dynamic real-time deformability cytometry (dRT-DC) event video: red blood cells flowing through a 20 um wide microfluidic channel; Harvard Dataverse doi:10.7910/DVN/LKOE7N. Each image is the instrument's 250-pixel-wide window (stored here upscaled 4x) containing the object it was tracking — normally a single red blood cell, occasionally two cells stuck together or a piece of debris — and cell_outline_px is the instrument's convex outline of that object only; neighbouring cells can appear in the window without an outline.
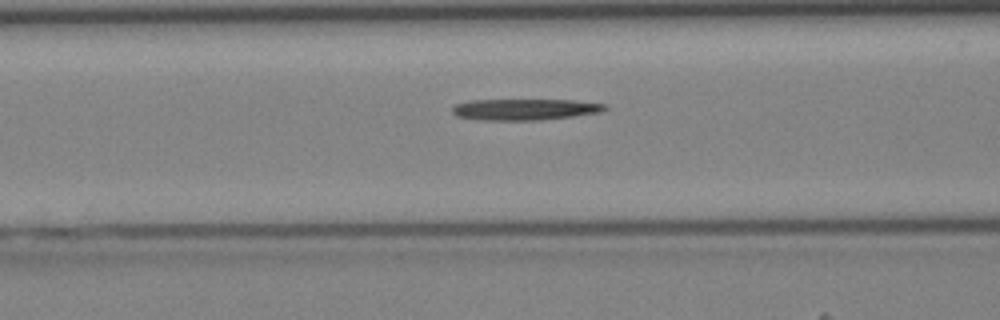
{"species": "Egyptian fruit bat (a non-hibernating species)", "species_latin": "Rousettus aegyptiacus", "temperature_condition": "cold", "stored_images_in_passage": 42, "camera_frame_rate_fps": 3000, "um_per_image_px": 0.085, "animal": {"sex": "female"}, "frame": {"image": 1, "passage_image": 17, "time_ms": 5.333, "image_size_px": [1000, 320], "cell_outline_px": [[608, 108], [600, 112], [572, 116], [540, 120], [484, 120], [456, 116], [452, 112], [452, 108], [456, 104], [472, 100], [572, 100], [608, 104]], "centroid_in_image_um": [44.63, 9.29], "position_along_channel_um": 122.0, "area_um2": 18.79}}
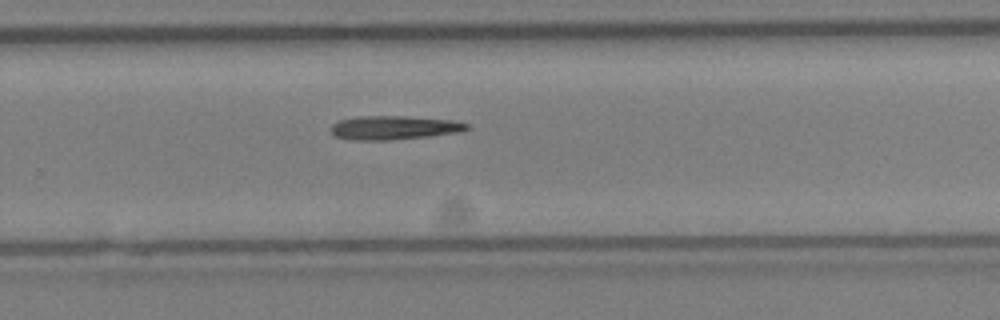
{"frame": {"image": 2, "passage_image": 28, "time_ms": 9.0, "image_size_px": [1000, 320], "cell_outline_px": [[472, 128], [456, 132], [428, 136], [388, 140], [348, 140], [336, 136], [332, 132], [332, 124], [340, 120], [356, 116], [404, 116], [452, 120], [468, 124]], "centroid_in_image_um": [33.46, 10.85], "position_along_channel_um": 296.3, "area_um2": 18.73}}
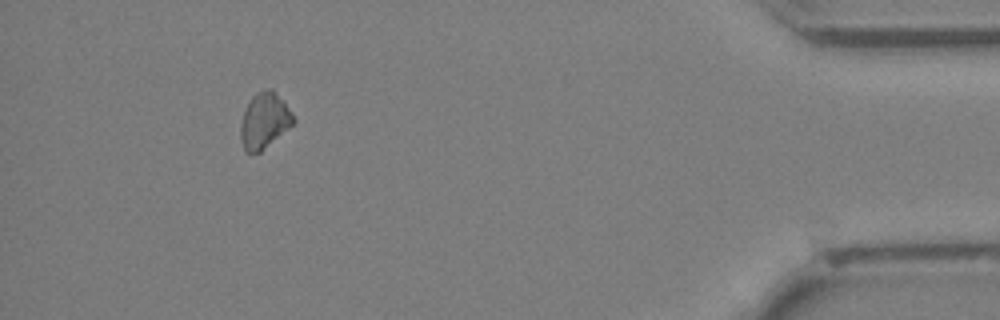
{"frame": {"image": 3, "passage_image": 39, "time_ms": 12.667, "image_size_px": [1000, 320], "cell_outline_px": [[296, 120], [288, 128], [260, 152], [244, 152], [240, 136], [240, 124], [244, 108], [252, 96], [256, 92], [268, 88], [272, 88], [292, 112]], "centroid_in_image_um": [22.44, 10.24], "position_along_channel_um": 412.8, "area_um2": 17.11}}